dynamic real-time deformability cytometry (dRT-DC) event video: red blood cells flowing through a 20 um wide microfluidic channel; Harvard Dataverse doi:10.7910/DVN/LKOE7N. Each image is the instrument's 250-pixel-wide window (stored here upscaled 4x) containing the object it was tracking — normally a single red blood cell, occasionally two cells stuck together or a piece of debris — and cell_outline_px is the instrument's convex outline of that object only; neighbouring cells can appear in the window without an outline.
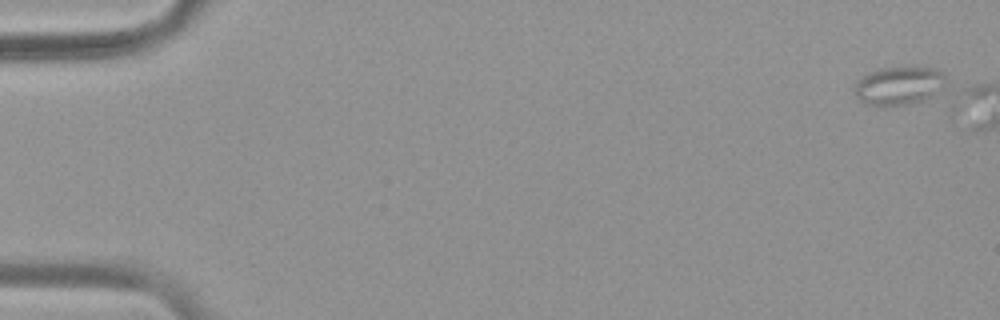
{"species": "common noctule bat (a hibernating species)", "species_latin": "Nyctalus noctula", "temperature_condition": "warm", "stored_images_in_passage": 4, "segment_of_instrument_passage": [1, 2], "camera_frame_rate_fps": 3000, "um_per_image_px": 0.085, "animal": {"sex": "female", "body_mass_g": 19.9}, "frame": {"image": 1, "passage_image": 1, "time_ms": 0.0, "image_size_px": [1000, 320], "cell_outline_px": [[948, 84], [944, 88], [932, 96], [924, 100], [908, 104], [884, 108], [880, 108], [864, 104], [852, 92], [856, 80], [868, 72], [880, 68], [904, 64], [916, 64], [940, 68], [944, 72], [948, 80]], "centroid_in_image_um": [76.45, 7.24], "position_along_channel_um": 8.5, "area_um2": 22.37}}